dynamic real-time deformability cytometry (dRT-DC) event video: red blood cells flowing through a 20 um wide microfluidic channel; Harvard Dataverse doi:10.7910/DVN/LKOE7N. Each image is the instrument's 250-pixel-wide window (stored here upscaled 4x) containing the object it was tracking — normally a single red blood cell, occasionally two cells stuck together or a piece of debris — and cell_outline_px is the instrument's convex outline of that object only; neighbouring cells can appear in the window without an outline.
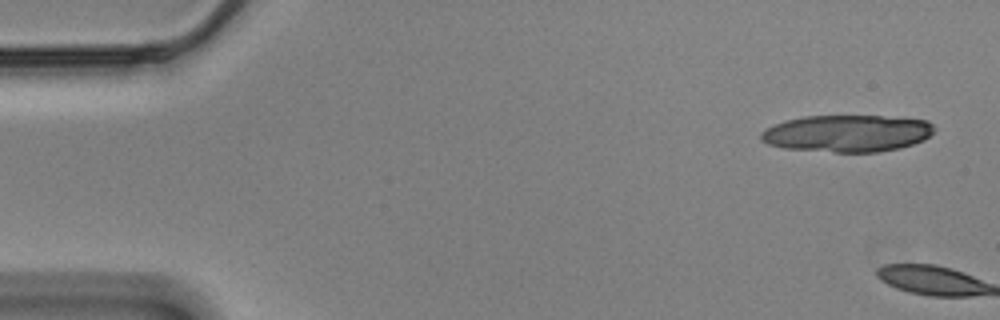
{"species": "Egyptian fruit bat (a non-hibernating species)", "species_latin": "Rousettus aegyptiacus", "temperature_condition": "cold", "stored_images_in_passage": 5, "camera_frame_rate_fps": 3000, "um_per_image_px": 0.085, "animal": {"sex": "male"}, "frame": {"image": 1, "passage_image": 3, "time_ms": 0.667, "image_size_px": [1000, 320], "cell_outline_px": [[932, 132], [924, 140], [900, 148], [876, 152], [836, 152], [784, 148], [768, 144], [760, 136], [760, 132], [784, 120], [804, 116], [880, 116], [928, 120], [932, 124]], "centroid_in_image_um": [72.01, 11.33], "position_along_channel_um": 13.0, "area_um2": 37.05}}